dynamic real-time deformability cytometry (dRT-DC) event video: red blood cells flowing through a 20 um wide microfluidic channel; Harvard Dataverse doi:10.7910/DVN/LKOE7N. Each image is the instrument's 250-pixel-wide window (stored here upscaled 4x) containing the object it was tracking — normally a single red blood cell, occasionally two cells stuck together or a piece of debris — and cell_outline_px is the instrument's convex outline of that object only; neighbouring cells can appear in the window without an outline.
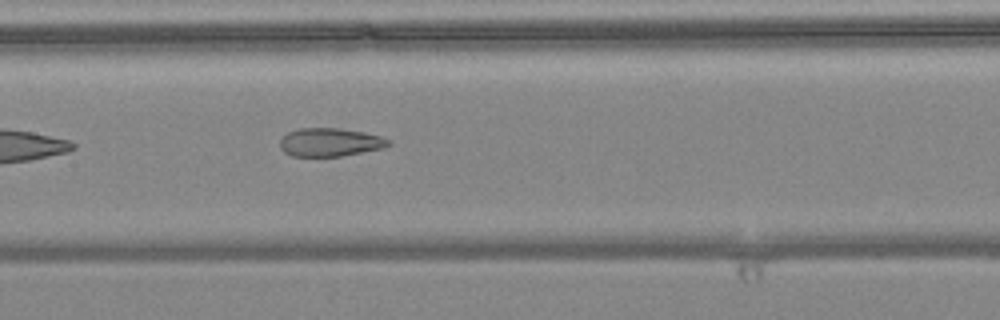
{"species": "common noctule bat (a hibernating species)", "species_latin": "Nyctalus noctula", "temperature_condition": "warm", "stored_images_in_passage": 6, "camera_frame_rate_fps": 3000, "um_per_image_px": 0.085, "animal": {"sex": "female", "body_mass_g": 24.6, "forearm_length_mm": 56.2}, "frame": {"image": 1, "passage_image": 6, "time_ms": 1.667, "image_size_px": [1000, 320], "cell_outline_px": [[392, 144], [384, 148], [340, 156], [292, 156], [284, 152], [280, 148], [280, 140], [288, 132], [300, 128], [336, 128], [364, 132], [380, 136], [392, 140]], "centroid_in_image_um": [28.07, 12.09], "position_along_channel_um": 179.3, "area_um2": 17.92}}